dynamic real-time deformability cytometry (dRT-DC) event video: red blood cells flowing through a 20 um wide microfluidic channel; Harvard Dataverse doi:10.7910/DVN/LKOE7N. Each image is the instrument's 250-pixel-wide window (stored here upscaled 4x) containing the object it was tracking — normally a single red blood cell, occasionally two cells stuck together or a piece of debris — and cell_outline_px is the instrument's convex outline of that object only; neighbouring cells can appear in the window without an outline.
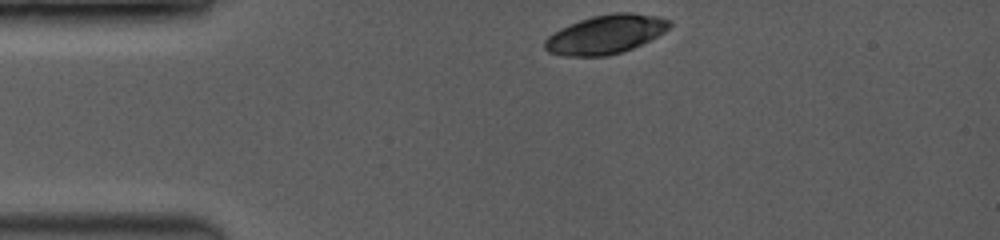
{"species": "common noctule bat (a hibernating species)", "species_latin": "Nyctalus noctula", "temperature_condition": "room temperature", "stored_images_in_passage": 3, "camera_frame_rate_fps": 3500, "um_per_image_px": 0.085, "animal": {"sex": "female", "body_mass_g": 19.0, "forearm_length_mm": 53.3}, "frame": {"image": 1, "passage_image": 1, "time_ms": 0.0, "image_size_px": [1000, 240], "cell_outline_px": [[672, 24], [664, 32], [624, 52], [608, 56], [564, 56], [548, 52], [544, 48], [544, 40], [548, 36], [560, 28], [580, 20], [592, 16], [612, 12], [632, 12], [656, 16], [668, 20]], "centroid_in_image_um": [51.44, 2.92], "position_along_channel_um": 33.6, "area_um2": 28.21}}